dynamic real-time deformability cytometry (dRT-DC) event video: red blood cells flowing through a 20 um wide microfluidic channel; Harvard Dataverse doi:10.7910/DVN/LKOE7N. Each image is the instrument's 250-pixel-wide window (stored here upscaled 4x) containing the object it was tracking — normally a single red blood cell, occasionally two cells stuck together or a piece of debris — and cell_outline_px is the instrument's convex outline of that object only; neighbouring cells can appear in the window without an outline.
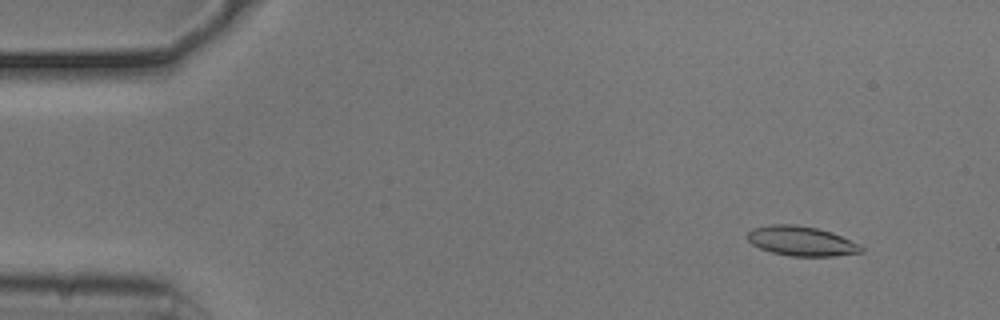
{"species": "common noctule bat (a hibernating species)", "species_latin": "Nyctalus noctula", "temperature_condition": "cold", "stored_images_in_passage": 52, "camera_frame_rate_fps": 3000, "um_per_image_px": 0.085, "animal": {"sex": "male", "body_mass_g": 20.5, "forearm_length_mm": 52.5}, "frame": {"image": 1, "passage_image": 3, "time_ms": 0.667, "image_size_px": [1000, 320], "cell_outline_px": [[864, 252], [836, 256], [792, 256], [772, 252], [760, 248], [752, 244], [748, 240], [748, 232], [752, 228], [768, 224], [796, 224], [816, 228], [832, 232], [860, 244], [864, 248]], "centroid_in_image_um": [68.14, 20.48], "position_along_channel_um": 16.9, "area_um2": 19.77}}
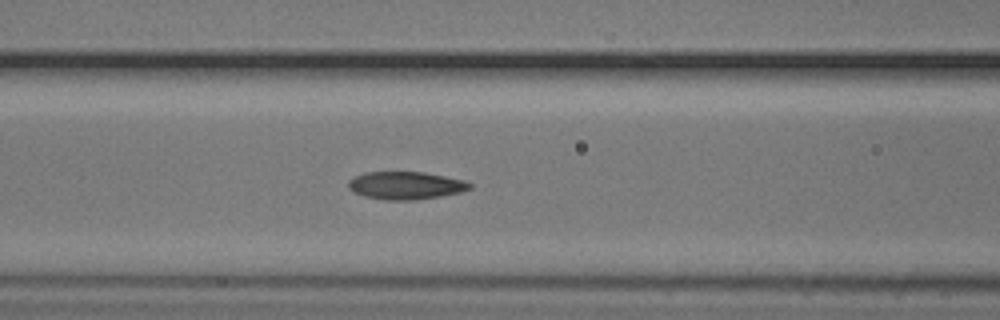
{"frame": {"image": 2, "passage_image": 20, "time_ms": 6.333, "image_size_px": [1000, 320], "cell_outline_px": [[472, 188], [460, 192], [440, 196], [412, 200], [384, 200], [364, 196], [352, 192], [348, 188], [348, 180], [364, 172], [424, 172], [464, 180], [472, 184]], "centroid_in_image_um": [34.46, 15.76], "position_along_channel_um": 132.1, "area_um2": 19.65}}
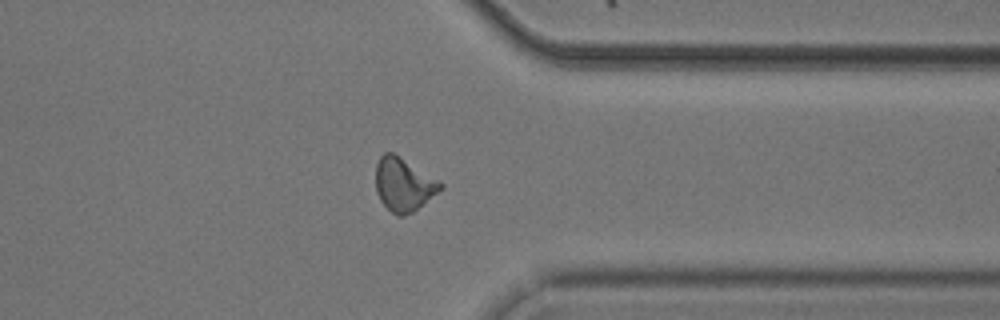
{"frame": {"image": 3, "passage_image": 40, "time_ms": 13.0, "image_size_px": [1000, 320], "cell_outline_px": [[444, 188], [412, 212], [404, 216], [396, 216], [380, 200], [376, 192], [376, 164], [380, 156], [384, 152], [392, 152], [444, 184]], "centroid_in_image_um": [34.29, 15.69], "position_along_channel_um": 377.1, "area_um2": 19.83}, "authors_computed_cell_mechanics": {"area_um2": 19.7676, "velocity_mm_per_s": 3.7481, "shape_relaxation_time_tau1_ms": 5.0111, "shape_relaxation_time_tau2_ms": 2.6777, "deformation_change_tau1": 0.14, "deformation_change_tau2": 0.0773}}